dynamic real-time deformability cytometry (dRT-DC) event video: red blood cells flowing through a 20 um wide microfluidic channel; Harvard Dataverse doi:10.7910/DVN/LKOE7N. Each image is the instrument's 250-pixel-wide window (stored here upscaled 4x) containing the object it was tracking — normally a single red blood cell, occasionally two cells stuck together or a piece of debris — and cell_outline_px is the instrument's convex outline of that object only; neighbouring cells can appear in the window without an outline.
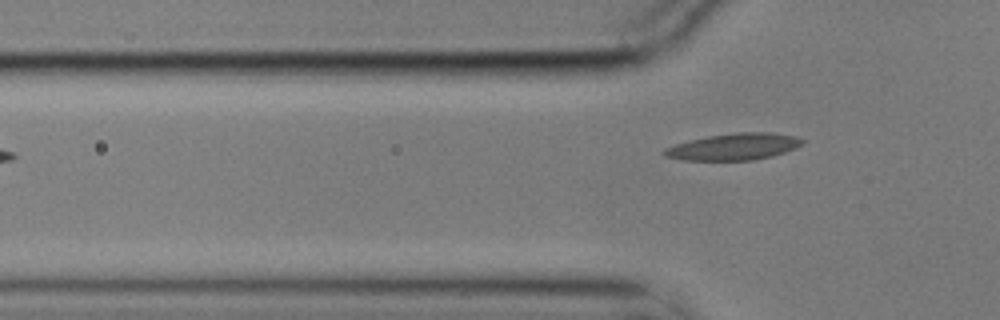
{"species": "common noctule bat (a hibernating species)", "species_latin": "Nyctalus noctula", "temperature_condition": "cold", "stored_images_in_passage": 6, "segment_of_instrument_passage": [2, 2], "camera_frame_rate_fps": 3000, "um_per_image_px": 0.085, "animal": {"sex": "male", "body_mass_g": 17.9}, "frame": {"image": 1, "passage_image": 6, "time_ms": 1.667, "image_size_px": [1000, 320], "cell_outline_px": [[804, 140], [796, 148], [772, 156], [752, 160], [680, 160], [664, 156], [660, 152], [664, 148], [688, 140], [708, 136], [736, 132], [772, 132], [796, 136]], "centroid_in_image_um": [62.33, 12.47], "position_along_channel_um": 63.5, "area_um2": 21.56}}